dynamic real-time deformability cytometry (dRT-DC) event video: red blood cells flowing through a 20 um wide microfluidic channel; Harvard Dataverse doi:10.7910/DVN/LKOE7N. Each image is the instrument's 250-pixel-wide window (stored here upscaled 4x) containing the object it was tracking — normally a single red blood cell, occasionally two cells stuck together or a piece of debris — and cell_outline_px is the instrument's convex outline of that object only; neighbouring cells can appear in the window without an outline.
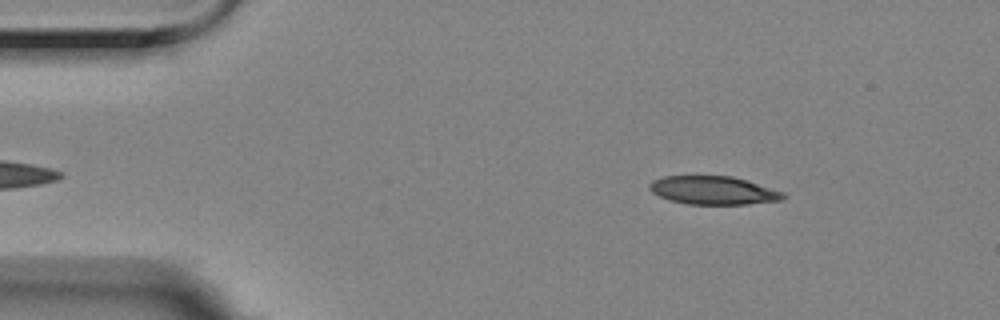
{"species": "Egyptian fruit bat (a non-hibernating species)", "species_latin": "Rousettus aegyptiacus", "temperature_condition": "room temperature", "stored_images_in_passage": 51, "camera_frame_rate_fps": 3000, "um_per_image_px": 0.085, "animal": {"sex": "female"}, "frame": {"image": 1, "passage_image": 3, "time_ms": 0.667, "image_size_px": [1000, 320], "cell_outline_px": [[788, 196], [780, 200], [748, 204], [688, 204], [668, 200], [652, 192], [648, 188], [648, 184], [652, 180], [664, 176], [732, 176], [748, 180], [784, 192]], "centroid_in_image_um": [60.63, 16.17], "position_along_channel_um": 24.4, "area_um2": 22.2}}
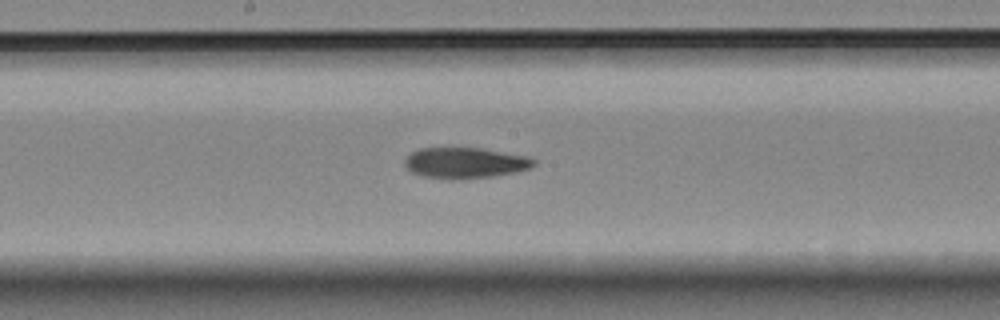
{"frame": {"image": 2, "passage_image": 24, "time_ms": 7.667, "image_size_px": [1000, 320], "cell_outline_px": [[536, 164], [528, 168], [516, 172], [492, 176], [460, 180], [448, 180], [424, 176], [412, 172], [404, 164], [404, 160], [412, 152], [420, 148], [480, 148], [528, 156], [536, 160]], "centroid_in_image_um": [39.54, 13.85], "position_along_channel_um": 208.7, "area_um2": 23.24}}
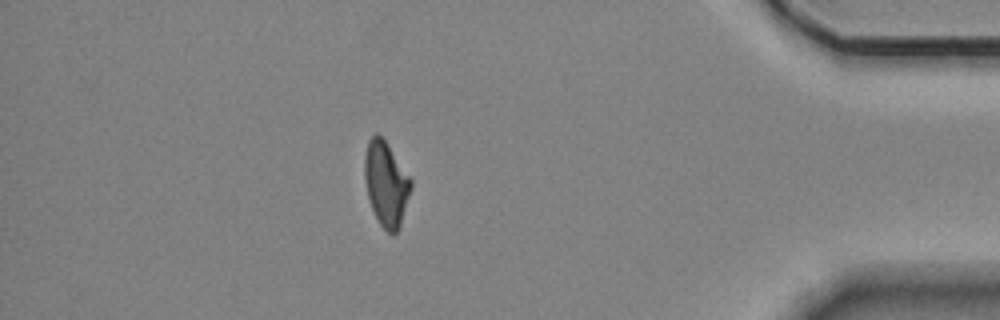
{"frame": {"image": 3, "passage_image": 44, "time_ms": 14.333, "image_size_px": [1000, 320], "cell_outline_px": [[412, 188], [400, 228], [392, 236], [380, 224], [372, 208], [368, 196], [364, 176], [364, 156], [368, 140], [376, 132], [388, 144], [412, 180]], "centroid_in_image_um": [32.83, 15.63], "position_along_channel_um": 402.4, "area_um2": 22.89}, "authors_computed_cell_mechanics": {"area_um2": 23.409, "velocity_mm_per_s": 3.5337, "shape_relaxation_time_tau1_ms": null, "shape_relaxation_time_tau2_ms": 11.0977, "deformation_change_tau1": null, "deformation_change_tau2": 0.2201}}